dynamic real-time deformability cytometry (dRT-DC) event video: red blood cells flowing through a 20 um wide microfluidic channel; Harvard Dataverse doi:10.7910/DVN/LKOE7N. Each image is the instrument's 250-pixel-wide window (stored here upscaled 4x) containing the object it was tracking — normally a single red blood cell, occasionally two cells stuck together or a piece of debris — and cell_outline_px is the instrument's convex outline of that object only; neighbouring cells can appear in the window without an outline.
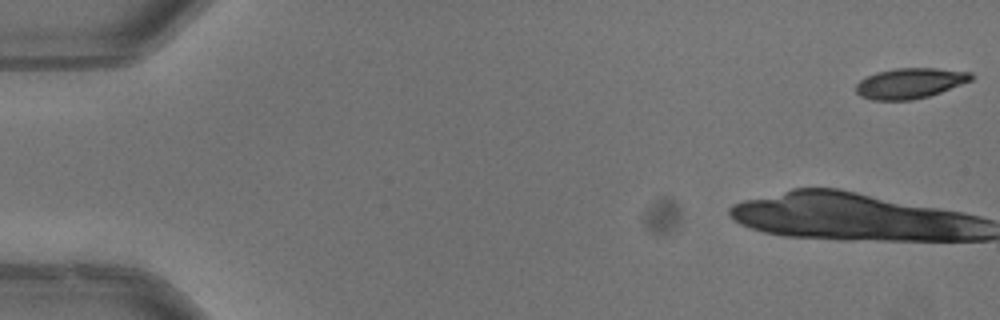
{"species": "common noctule bat (a hibernating species)", "species_latin": "Nyctalus noctula", "temperature_condition": "warm", "stored_images_in_passage": 42, "camera_frame_rate_fps": 3000, "um_per_image_px": 0.085, "animal": {"sex": "male", "body_mass_g": 13.3}, "frame": {"image": 1, "passage_image": 1, "time_ms": 0.0, "image_size_px": [1000, 320], "cell_outline_px": [[976, 76], [972, 80], [940, 92], [928, 96], [912, 100], [872, 100], [860, 96], [856, 92], [856, 84], [860, 80], [876, 72], [896, 68], [936, 68], [972, 72]], "centroid_in_image_um": [77.36, 7.07], "position_along_channel_um": 7.6, "area_um2": 20.46}}